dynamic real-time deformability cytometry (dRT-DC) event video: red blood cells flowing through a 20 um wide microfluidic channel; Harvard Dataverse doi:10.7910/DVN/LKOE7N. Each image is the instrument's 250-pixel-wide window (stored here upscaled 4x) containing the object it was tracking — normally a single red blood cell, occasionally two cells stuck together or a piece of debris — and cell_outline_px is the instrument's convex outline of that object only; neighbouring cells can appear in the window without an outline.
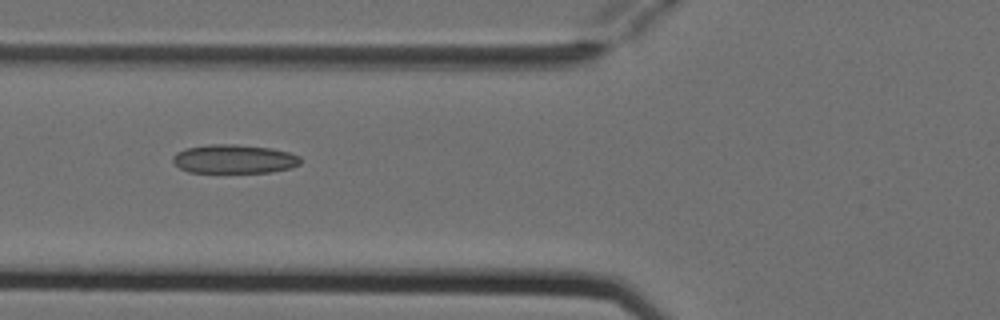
{"species": "Egyptian fruit bat (a non-hibernating species)", "species_latin": "Rousettus aegyptiacus", "temperature_condition": "cold", "stored_images_in_passage": 7, "camera_frame_rate_fps": 3000, "um_per_image_px": 0.085, "animal": {"sex": "female"}, "frame": {"image": 1, "passage_image": 6, "time_ms": 1.667, "image_size_px": [1000, 320], "cell_outline_px": [[300, 164], [292, 168], [272, 172], [188, 172], [180, 168], [172, 160], [172, 156], [176, 152], [184, 148], [208, 144], [236, 144], [272, 148], [288, 152], [300, 156]], "centroid_in_image_um": [19.89, 13.51], "position_along_channel_um": 105.9, "area_um2": 21.62}}
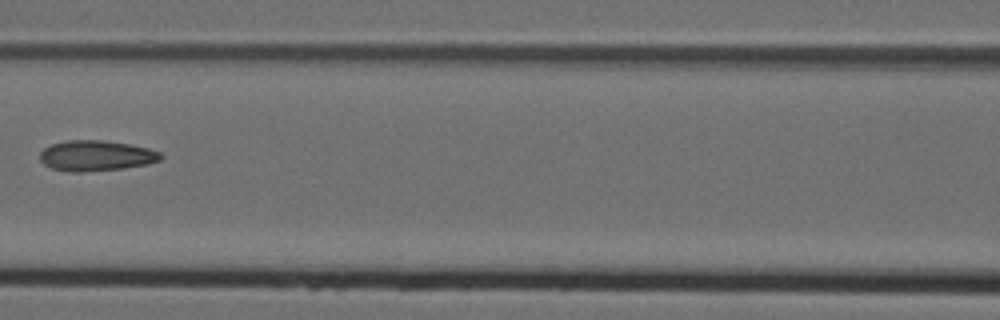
{"frame": {"image": 2, "passage_image": 7, "time_ms": 2.0, "image_size_px": [1000, 320], "cell_outline_px": [[164, 156], [160, 160], [148, 164], [124, 168], [84, 172], [68, 172], [52, 168], [44, 164], [40, 160], [40, 152], [44, 148], [52, 144], [68, 140], [104, 140], [128, 144], [148, 148], [160, 152]], "centroid_in_image_um": [8.17, 13.24], "position_along_channel_um": 158.4, "area_um2": 21.56}}